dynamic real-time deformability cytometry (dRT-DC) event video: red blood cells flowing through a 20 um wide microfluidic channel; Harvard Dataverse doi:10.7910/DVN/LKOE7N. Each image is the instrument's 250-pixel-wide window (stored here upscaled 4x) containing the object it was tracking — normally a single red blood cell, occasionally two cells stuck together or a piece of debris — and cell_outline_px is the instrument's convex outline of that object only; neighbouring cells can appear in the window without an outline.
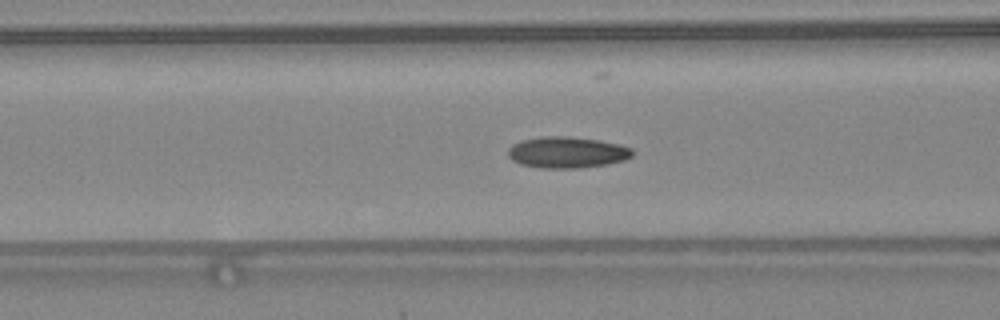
{"species": "common noctule bat (a hibernating species)", "species_latin": "Nyctalus noctula", "temperature_condition": "warm", "stored_images_in_passage": 34, "camera_frame_rate_fps": 3000, "um_per_image_px": 0.085, "animal": {"sex": "female", "body_mass_g": 24.6, "forearm_length_mm": 56.2}, "frame": {"image": 1, "passage_image": 6, "time_ms": 1.667, "image_size_px": [1000, 320], "cell_outline_px": [[636, 152], [632, 156], [624, 160], [608, 164], [576, 168], [540, 168], [520, 164], [512, 160], [508, 156], [508, 148], [512, 144], [520, 140], [540, 136], [568, 136], [596, 140], [620, 144], [632, 148]], "centroid_in_image_um": [48.19, 12.95], "position_along_channel_um": 118.4, "area_um2": 22.89}}
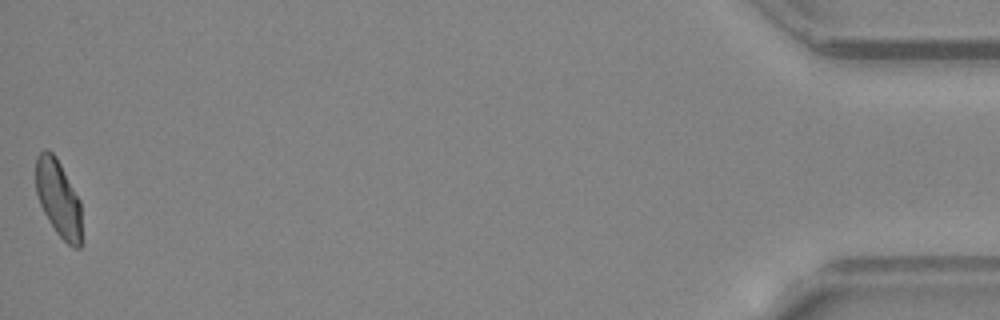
{"frame": {"image": 2, "passage_image": 34, "time_ms": 11.0, "image_size_px": [1000, 320], "cell_outline_px": [[84, 244], [80, 248], [72, 248], [56, 232], [48, 220], [40, 204], [36, 192], [36, 156], [44, 148], [48, 148], [56, 156], [80, 200]], "centroid_in_image_um": [5.0, 16.91], "position_along_channel_um": 430.2, "area_um2": 21.1}, "authors_computed_cell_mechanics": {"area_um2": 21.2993, "velocity_mm_per_s": 4.394, "shape_relaxation_time_tau1_ms": null, "shape_relaxation_time_tau2_ms": 1.7581, "deformation_change_tau1": null, "deformation_change_tau2": 0.0753}}